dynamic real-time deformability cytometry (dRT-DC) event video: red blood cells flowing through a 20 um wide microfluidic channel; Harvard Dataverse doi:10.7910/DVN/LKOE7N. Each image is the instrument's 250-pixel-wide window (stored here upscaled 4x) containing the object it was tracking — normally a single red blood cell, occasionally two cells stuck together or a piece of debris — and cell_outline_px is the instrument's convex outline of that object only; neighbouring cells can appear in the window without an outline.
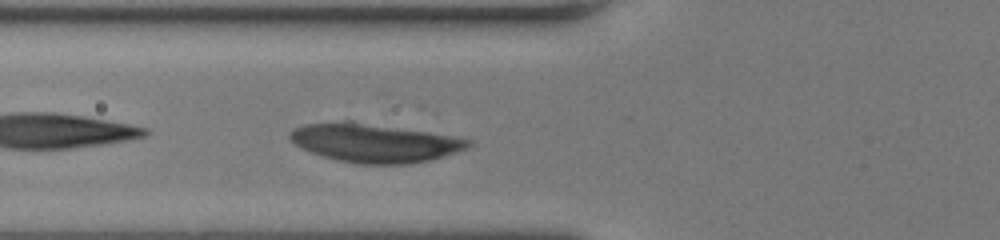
{"species": "human", "species_latin": "Homo sapiens", "temperature_condition": "room temperature", "stored_images_in_passage": 25, "camera_frame_rate_fps": 3000, "um_per_image_px": 0.085, "donor": {"sex": "female"}, "frame": {"image": 1, "passage_image": 3, "time_ms": 0.667, "image_size_px": [1000, 240], "cell_outline_px": [[476, 140], [468, 148], [432, 160], [408, 164], [360, 164], [336, 160], [312, 152], [296, 144], [288, 136], [288, 132], [292, 128], [304, 124], [344, 120], [352, 120], [456, 136]], "centroid_in_image_um": [31.87, 12.12], "position_along_channel_um": 93.9, "area_um2": 40.69}}
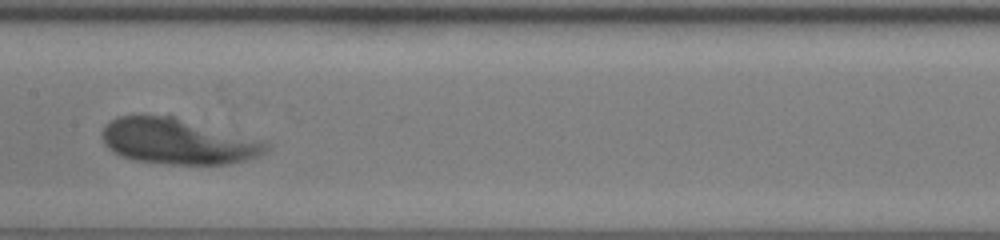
{"frame": {"image": 2, "passage_image": 12, "time_ms": 3.667, "image_size_px": [1000, 240], "cell_outline_px": [[272, 148], [256, 156], [244, 160], [228, 164], [168, 164], [132, 160], [120, 156], [112, 152], [104, 144], [100, 136], [100, 132], [104, 124], [116, 116], [176, 116], [264, 140], [272, 144]], "centroid_in_image_um": [15.1, 12.0], "position_along_channel_um": 192.3, "area_um2": 44.45}}
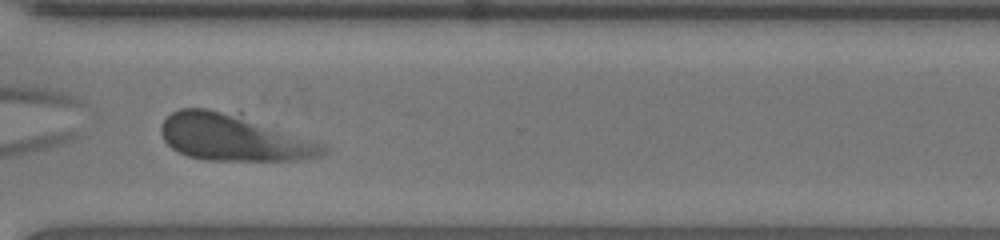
{"frame": {"image": 3, "passage_image": 25, "time_ms": 8.0, "image_size_px": [1000, 240], "cell_outline_px": [[328, 152], [320, 156], [296, 160], [204, 160], [188, 156], [172, 148], [164, 140], [160, 132], [160, 124], [172, 112], [180, 108], [208, 108], [240, 112], [328, 144]], "centroid_in_image_um": [19.94, 11.65], "position_along_channel_um": 350.7, "area_um2": 45.49}}